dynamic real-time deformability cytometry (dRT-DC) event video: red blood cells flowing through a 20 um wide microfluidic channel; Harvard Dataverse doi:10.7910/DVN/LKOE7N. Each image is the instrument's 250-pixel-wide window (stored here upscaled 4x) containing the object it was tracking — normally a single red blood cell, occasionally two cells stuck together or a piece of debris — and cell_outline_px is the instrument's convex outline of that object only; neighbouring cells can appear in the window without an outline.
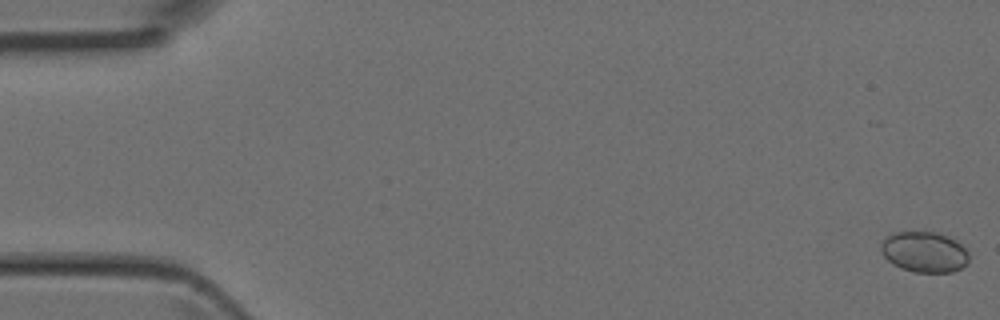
{"species": "Egyptian fruit bat (a non-hibernating species)", "species_latin": "Rousettus aegyptiacus", "temperature_condition": "room temperature", "stored_images_in_passage": 4, "camera_frame_rate_fps": 3000, "um_per_image_px": 0.085, "animal": {"sex": "female"}, "frame": {"image": 1, "passage_image": 1, "time_ms": 0.0, "image_size_px": [1000, 320], "cell_outline_px": [[968, 264], [952, 272], [916, 272], [892, 264], [880, 252], [880, 244], [888, 236], [896, 232], [940, 232], [956, 240], [968, 252]], "centroid_in_image_um": [78.58, 21.41], "position_along_channel_um": 6.4, "area_um2": 20.81}}
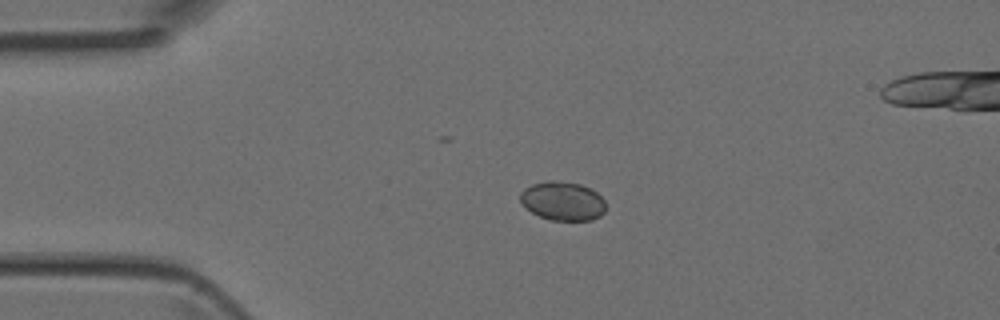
{"frame": {"image": 2, "passage_image": 3, "time_ms": 0.667, "image_size_px": [1000, 320], "cell_outline_px": [[604, 212], [600, 216], [592, 220], [552, 220], [540, 216], [532, 212], [520, 200], [520, 192], [524, 188], [532, 184], [548, 180], [552, 180], [580, 184], [596, 192], [604, 200]], "centroid_in_image_um": [47.82, 17.08], "position_along_channel_um": 37.2, "area_um2": 19.13}}